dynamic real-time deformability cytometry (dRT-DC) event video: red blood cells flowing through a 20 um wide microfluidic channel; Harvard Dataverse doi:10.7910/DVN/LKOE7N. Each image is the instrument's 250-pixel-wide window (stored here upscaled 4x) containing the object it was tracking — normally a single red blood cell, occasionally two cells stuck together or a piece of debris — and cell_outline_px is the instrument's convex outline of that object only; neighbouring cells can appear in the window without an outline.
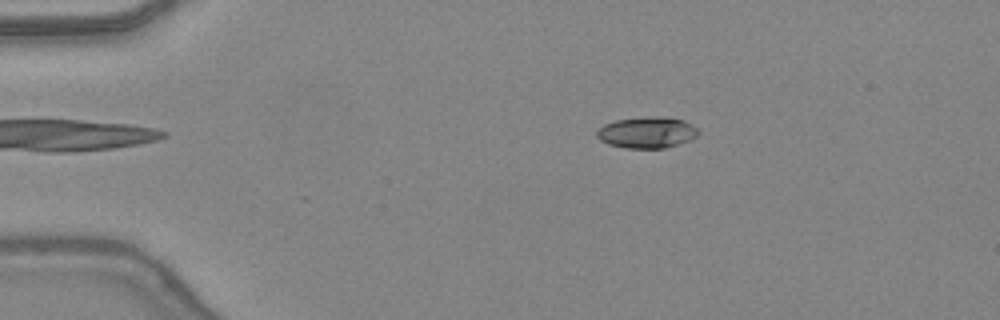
{"species": "common noctule bat (a hibernating species)", "species_latin": "Nyctalus noctula", "temperature_condition": "warm", "stored_images_in_passage": 47, "camera_frame_rate_fps": 3000, "um_per_image_px": 0.085, "animal": {"sex": "female", "body_mass_g": 24.6, "forearm_length_mm": 56.2}, "frame": {"image": 1, "passage_image": 9, "time_ms": 2.667, "image_size_px": [1000, 320], "cell_outline_px": [[700, 132], [696, 136], [688, 140], [664, 148], [624, 148], [608, 144], [600, 140], [596, 136], [596, 132], [604, 124], [616, 120], [648, 116], [656, 116], [684, 120], [692, 124]], "centroid_in_image_um": [54.96, 11.25], "position_along_channel_um": 30.0, "area_um2": 18.38}}
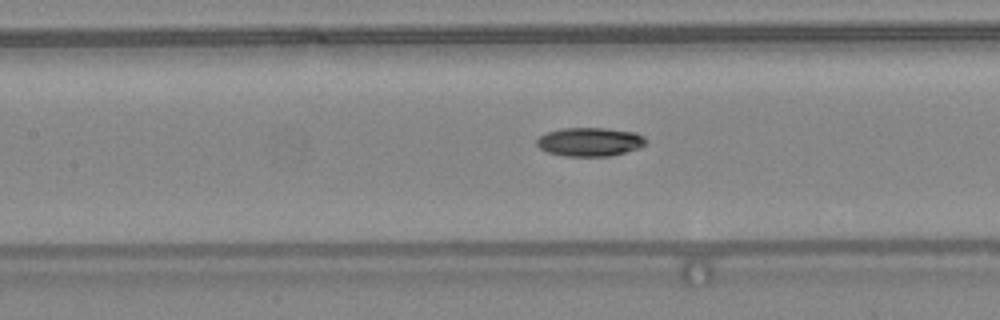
{"frame": {"image": 2, "passage_image": 22, "time_ms": 7.0, "image_size_px": [1000, 320], "cell_outline_px": [[648, 140], [640, 148], [608, 156], [564, 156], [548, 152], [540, 148], [536, 144], [536, 140], [540, 136], [548, 132], [560, 128], [604, 128], [636, 132], [644, 136]], "centroid_in_image_um": [50.14, 12.05], "position_along_channel_um": 157.3, "area_um2": 18.26}}
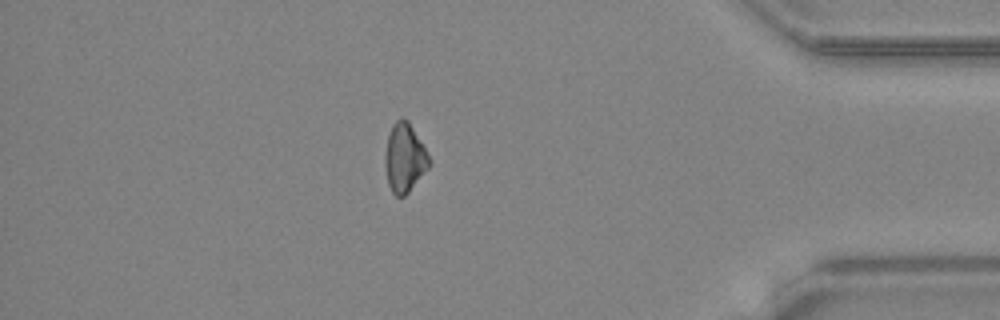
{"frame": {"image": 3, "passage_image": 41, "time_ms": 13.333, "image_size_px": [1000, 320], "cell_outline_px": [[428, 168], [408, 192], [404, 196], [396, 196], [392, 192], [388, 184], [384, 164], [384, 156], [388, 136], [392, 124], [400, 116], [408, 120], [424, 148], [428, 156]], "centroid_in_image_um": [34.34, 13.41], "position_along_channel_um": 400.9, "area_um2": 17.4}, "authors_computed_cell_mechanics": {"area_um2": 17.9758, "velocity_mm_per_s": 4.4243, "shape_relaxation_time_tau1_ms": 5.4641, "shape_relaxation_time_tau2_ms": null, "deformation_change_tau1": 0.1479, "deformation_change_tau2": null}}